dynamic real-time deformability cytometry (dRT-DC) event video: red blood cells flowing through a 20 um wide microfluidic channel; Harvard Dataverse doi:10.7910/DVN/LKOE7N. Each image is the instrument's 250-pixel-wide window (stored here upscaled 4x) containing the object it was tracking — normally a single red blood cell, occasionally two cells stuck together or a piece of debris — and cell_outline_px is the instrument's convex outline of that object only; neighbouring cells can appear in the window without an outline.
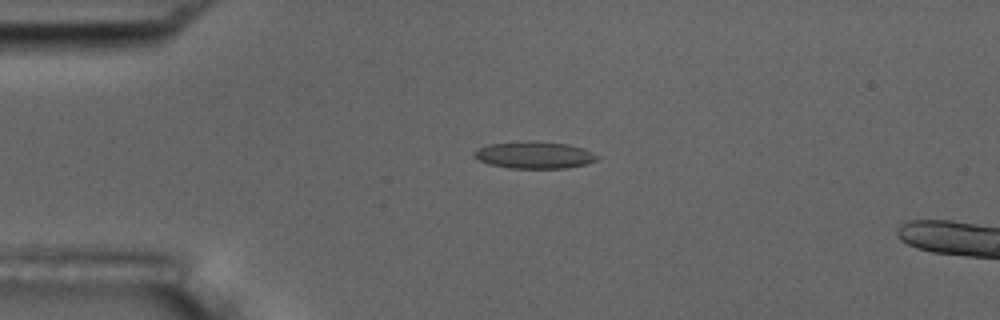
{"species": "common noctule bat (a hibernating species)", "species_latin": "Nyctalus noctula", "temperature_condition": "room temperature", "stored_images_in_passage": 5, "camera_frame_rate_fps": 3000, "um_per_image_px": 0.085, "animal": {"sex": "male", "body_mass_g": 17.5, "forearm_length_mm": 52.3}, "frame": {"image": 1, "passage_image": 3, "time_ms": 2.333, "image_size_px": [1000, 320], "cell_outline_px": [[600, 156], [596, 160], [584, 164], [568, 168], [508, 168], [488, 164], [476, 160], [472, 156], [472, 152], [476, 148], [488, 144], [532, 140], [568, 144], [584, 148]], "centroid_in_image_um": [45.35, 13.17], "position_along_channel_um": 39.6, "area_um2": 19.71}}